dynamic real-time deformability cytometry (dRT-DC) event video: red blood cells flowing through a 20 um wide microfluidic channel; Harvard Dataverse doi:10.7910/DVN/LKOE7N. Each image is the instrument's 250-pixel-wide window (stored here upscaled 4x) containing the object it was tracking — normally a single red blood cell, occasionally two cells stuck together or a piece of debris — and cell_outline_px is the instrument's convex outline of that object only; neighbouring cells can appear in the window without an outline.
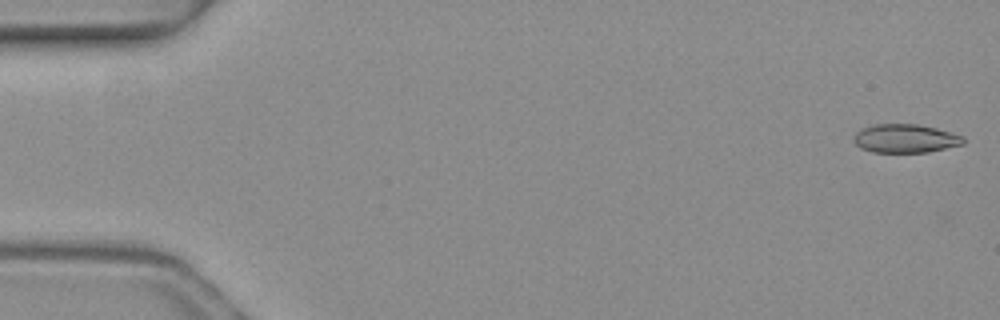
{"species": "common noctule bat (a hibernating species)", "species_latin": "Nyctalus noctula", "temperature_condition": "warm", "stored_images_in_passage": 5, "segment_of_instrument_passage": [1, 2], "camera_frame_rate_fps": 3000, "um_per_image_px": 0.085, "animal": {"sex": "female", "body_mass_g": 19.3, "forearm_length_mm": 54.1}, "frame": {"image": 1, "passage_image": 1, "time_ms": 0.0, "image_size_px": [1000, 320], "cell_outline_px": [[964, 144], [928, 152], [872, 152], [860, 148], [852, 140], [852, 136], [860, 128], [872, 124], [916, 124], [936, 128], [964, 136]], "centroid_in_image_um": [76.9, 11.76], "position_along_channel_um": 8.1, "area_um2": 18.44}}
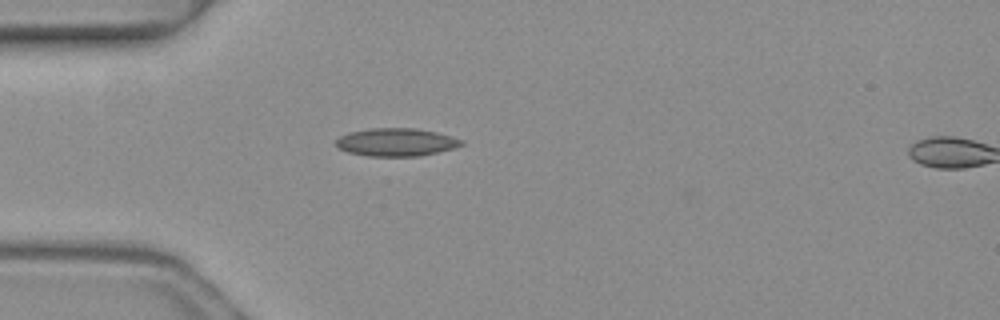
{"frame": {"image": 2, "passage_image": 4, "time_ms": 1.0, "image_size_px": [1000, 320], "cell_outline_px": [[464, 144], [452, 148], [420, 156], [368, 156], [348, 152], [340, 148], [336, 144], [336, 140], [340, 136], [348, 132], [368, 128], [416, 128], [436, 132], [464, 140]], "centroid_in_image_um": [33.66, 12.07], "position_along_channel_um": 51.3, "area_um2": 20.35}}